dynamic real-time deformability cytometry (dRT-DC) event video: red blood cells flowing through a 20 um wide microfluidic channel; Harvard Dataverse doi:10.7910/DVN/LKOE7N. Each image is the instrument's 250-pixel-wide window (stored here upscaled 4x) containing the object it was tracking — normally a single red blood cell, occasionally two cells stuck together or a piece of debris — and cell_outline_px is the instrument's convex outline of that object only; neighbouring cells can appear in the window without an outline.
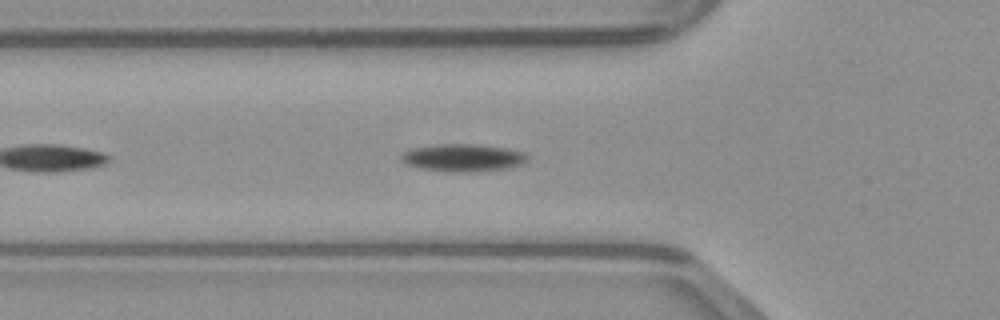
{"species": "common noctule bat (a hibernating species)", "species_latin": "Nyctalus noctula", "temperature_condition": "warm", "stored_images_in_passage": 14, "camera_frame_rate_fps": 3000, "um_per_image_px": 0.085, "animal": {"sex": "male", "body_mass_g": 23.1, "forearm_length_mm": 52.7}, "frame": {"image": 1, "passage_image": 5, "time_ms": 1.333, "image_size_px": [1000, 320], "cell_outline_px": [[528, 160], [524, 164], [512, 168], [480, 172], [452, 172], [420, 168], [408, 164], [400, 160], [400, 156], [404, 152], [412, 148], [436, 144], [480, 144], [504, 148], [524, 152], [528, 156]], "centroid_in_image_um": [39.41, 13.42], "position_along_channel_um": 86.4, "area_um2": 20.58}}
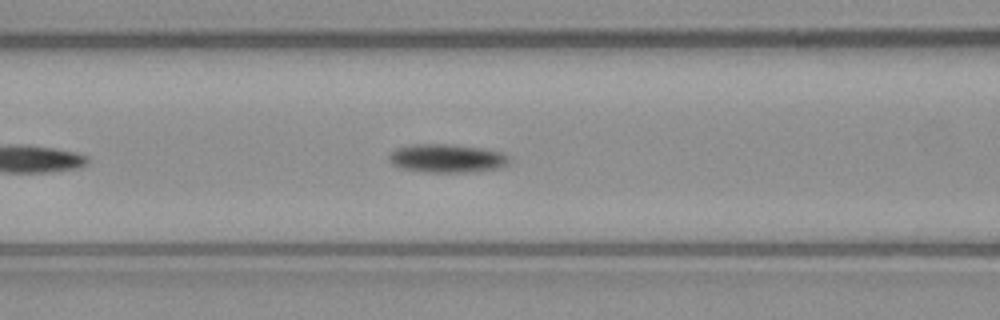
{"frame": {"image": 2, "passage_image": 8, "time_ms": 2.333, "image_size_px": [1000, 320], "cell_outline_px": [[508, 164], [500, 168], [472, 172], [420, 172], [400, 168], [392, 164], [388, 156], [396, 148], [412, 144], [448, 144], [480, 148], [500, 152], [508, 156]], "centroid_in_image_um": [37.96, 13.47], "position_along_channel_um": 128.6, "area_um2": 19.94}}
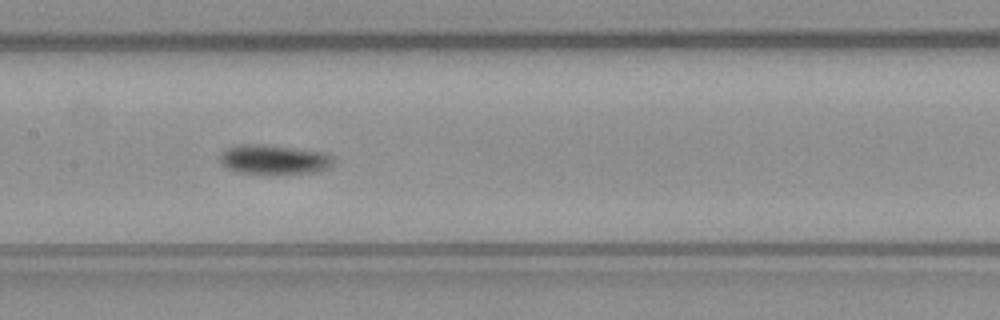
{"frame": {"image": 3, "passage_image": 12, "time_ms": 3.667, "image_size_px": [1000, 320], "cell_outline_px": [[332, 164], [328, 168], [320, 172], [284, 176], [268, 176], [236, 172], [228, 168], [220, 160], [220, 156], [224, 148], [236, 144], [264, 144], [328, 152], [332, 156]], "centroid_in_image_um": [23.32, 13.6], "position_along_channel_um": 184.1, "area_um2": 20.69}}